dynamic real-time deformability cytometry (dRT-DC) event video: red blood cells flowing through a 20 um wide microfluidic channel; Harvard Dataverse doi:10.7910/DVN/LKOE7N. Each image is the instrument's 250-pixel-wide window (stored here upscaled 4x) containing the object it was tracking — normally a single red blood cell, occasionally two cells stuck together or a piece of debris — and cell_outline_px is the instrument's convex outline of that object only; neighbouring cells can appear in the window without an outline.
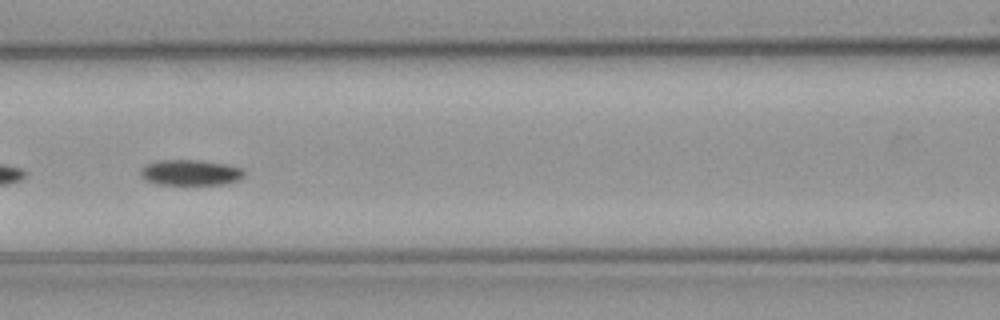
{"species": "common noctule bat (a hibernating species)", "species_latin": "Nyctalus noctula", "temperature_condition": "cold", "stored_images_in_passage": 42, "segment_of_instrument_passage": [2, 2], "camera_frame_rate_fps": 3000, "um_per_image_px": 0.085, "animal": {"sex": "male", "body_mass_g": 23.1, "forearm_length_mm": 52.7}, "frame": {"image": 1, "passage_image": 25, "time_ms": 8.0, "image_size_px": [1000, 320], "cell_outline_px": [[244, 176], [236, 180], [224, 184], [156, 184], [144, 180], [140, 176], [140, 168], [144, 164], [160, 160], [200, 160], [224, 164], [240, 168], [244, 172]], "centroid_in_image_um": [16.1, 14.66], "position_along_channel_um": 150.5, "area_um2": 15.43}}